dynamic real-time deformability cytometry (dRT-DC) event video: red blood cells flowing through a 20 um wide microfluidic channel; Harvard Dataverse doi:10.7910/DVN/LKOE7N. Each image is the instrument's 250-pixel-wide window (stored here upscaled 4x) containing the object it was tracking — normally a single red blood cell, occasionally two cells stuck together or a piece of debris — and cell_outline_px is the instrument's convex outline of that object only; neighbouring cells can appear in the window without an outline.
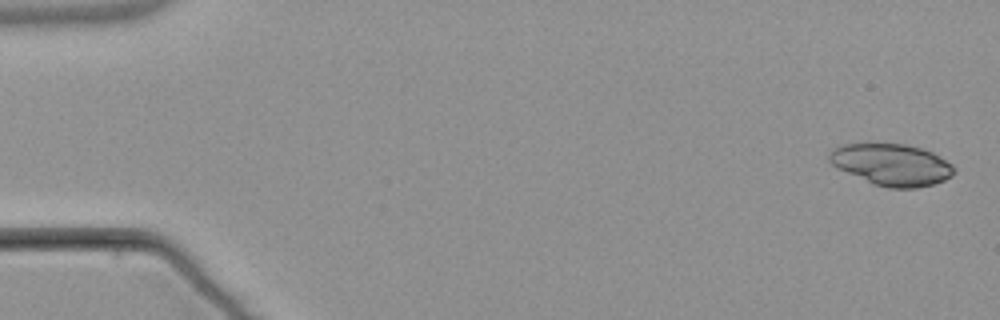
{"species": "common noctule bat (a hibernating species)", "species_latin": "Nyctalus noctula", "temperature_condition": "warm", "stored_images_in_passage": 5, "camera_frame_rate_fps": 3000, "um_per_image_px": 0.085, "animal": {"sex": "male", "body_mass_g": 21.5, "forearm_length_mm": 52.0}, "frame": {"image": 1, "passage_image": 1, "time_ms": 0.0, "image_size_px": [1000, 320], "cell_outline_px": [[956, 172], [952, 176], [944, 180], [932, 184], [916, 188], [888, 188], [872, 184], [836, 168], [828, 160], [828, 156], [836, 148], [844, 144], [904, 144], [920, 148], [932, 152], [940, 156], [952, 164]], "centroid_in_image_um": [75.81, 14.01], "position_along_channel_um": 9.2, "area_um2": 30.23}}